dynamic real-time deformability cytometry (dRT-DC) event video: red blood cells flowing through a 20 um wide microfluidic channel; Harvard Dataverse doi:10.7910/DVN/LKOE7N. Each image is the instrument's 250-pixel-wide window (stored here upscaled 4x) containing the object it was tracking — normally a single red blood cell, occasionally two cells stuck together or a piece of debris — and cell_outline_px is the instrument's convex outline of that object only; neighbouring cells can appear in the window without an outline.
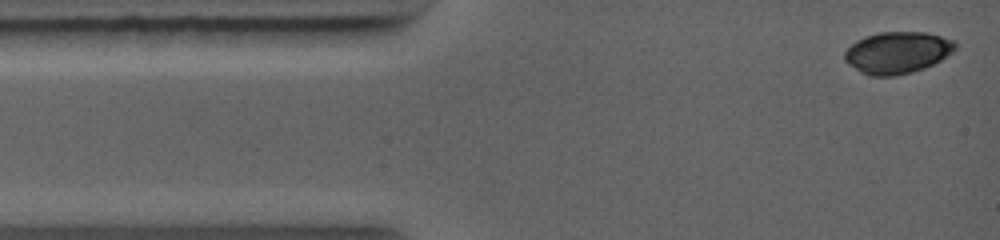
{"species": "common noctule bat (a hibernating species)", "species_latin": "Nyctalus noctula", "temperature_condition": "warm", "stored_images_in_passage": 31, "camera_frame_rate_fps": 5000, "um_per_image_px": 0.085, "animal": {"sex": "female", "body_mass_g": 19.0, "forearm_length_mm": 56.7}, "frame": {"image": 1, "passage_image": 1, "time_ms": 0.0, "image_size_px": [1000, 240], "cell_outline_px": [[956, 48], [952, 52], [940, 60], [924, 68], [912, 72], [892, 76], [872, 76], [860, 72], [848, 64], [844, 60], [844, 52], [856, 40], [864, 36], [880, 32], [924, 32], [956, 40]], "centroid_in_image_um": [76.26, 4.46], "position_along_channel_um": 8.7, "area_um2": 26.93}}
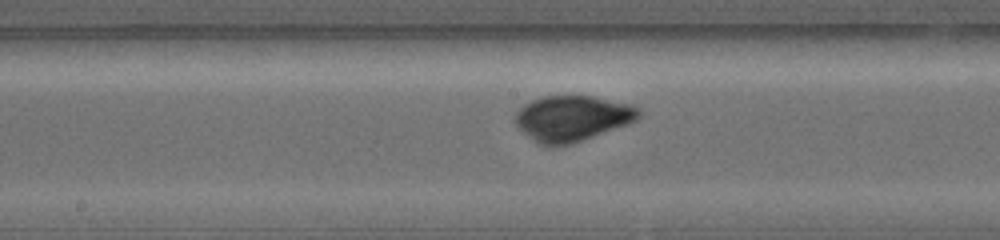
{"frame": {"image": 2, "passage_image": 18, "time_ms": 5.4, "image_size_px": [1000, 240], "cell_outline_px": [[640, 116], [636, 120], [628, 124], [572, 144], [552, 148], [548, 148], [536, 144], [512, 120], [516, 112], [524, 104], [532, 100], [544, 96], [592, 96], [628, 104], [640, 108]], "centroid_in_image_um": [48.59, 10.09], "position_along_channel_um": 199.6, "area_um2": 33.12}}
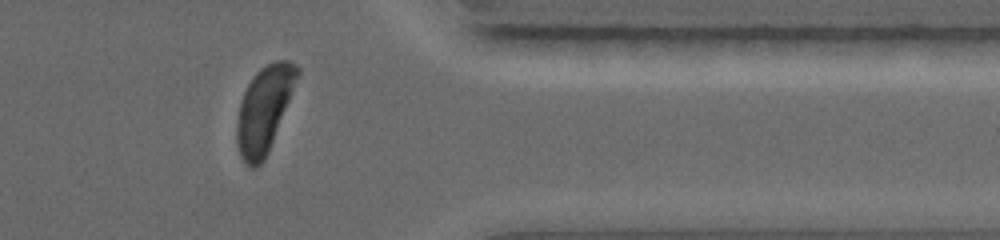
{"frame": {"image": 3, "passage_image": 31, "time_ms": 9.6, "image_size_px": [1000, 240], "cell_outline_px": [[300, 72], [268, 152], [264, 160], [256, 168], [248, 168], [240, 156], [236, 144], [236, 124], [240, 104], [244, 92], [248, 84], [256, 72], [260, 68], [276, 60], [288, 60], [296, 64], [300, 68]], "centroid_in_image_um": [22.43, 9.31], "position_along_channel_um": 389.0, "area_um2": 30.0}}